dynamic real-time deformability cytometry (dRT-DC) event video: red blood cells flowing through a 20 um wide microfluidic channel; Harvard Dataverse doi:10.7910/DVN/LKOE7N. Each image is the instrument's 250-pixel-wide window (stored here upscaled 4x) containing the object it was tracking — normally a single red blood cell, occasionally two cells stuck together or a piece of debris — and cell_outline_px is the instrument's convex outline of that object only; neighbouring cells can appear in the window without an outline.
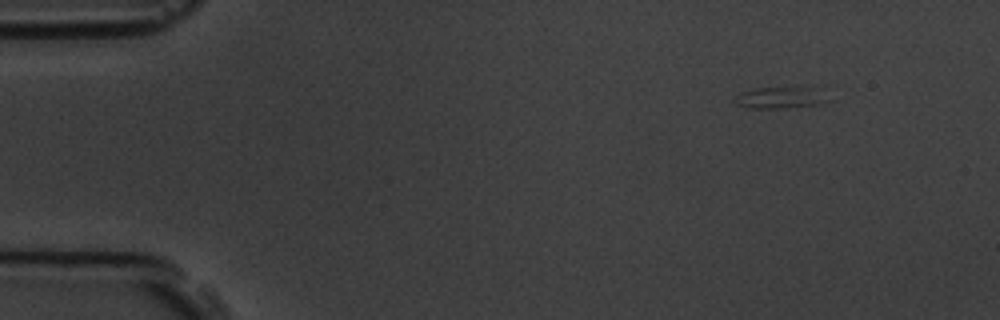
{"species": "common noctule bat (a hibernating species)", "species_latin": "Nyctalus noctula", "temperature_condition": "room temperature", "stored_images_in_passage": 5, "camera_frame_rate_fps": 3000, "um_per_image_px": 0.085, "animal": {"sex": "male", "body_mass_g": 19.5, "forearm_length_mm": 54.6}, "frame": {"image": 1, "passage_image": 1, "time_ms": 0.0, "image_size_px": [1000, 320], "cell_outline_px": [[836, 100], [820, 104], [784, 108], [748, 108], [736, 104], [732, 100], [740, 92], [752, 88], [808, 88]], "centroid_in_image_um": [66.28, 8.33], "position_along_channel_um": 18.7, "area_um2": 11.62}}